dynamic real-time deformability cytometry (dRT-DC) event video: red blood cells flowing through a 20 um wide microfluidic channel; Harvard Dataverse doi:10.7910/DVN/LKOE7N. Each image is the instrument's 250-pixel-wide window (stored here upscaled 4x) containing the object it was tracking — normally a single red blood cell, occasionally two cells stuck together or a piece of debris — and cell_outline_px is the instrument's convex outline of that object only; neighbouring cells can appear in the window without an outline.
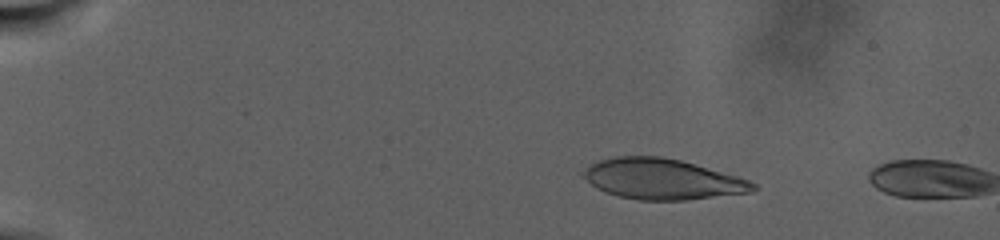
{"species": "human", "species_latin": "Homo sapiens", "temperature_condition": "warm", "stored_images_in_passage": 7, "camera_frame_rate_fps": 3000, "um_per_image_px": 0.085, "donor": {"sex": "male"}, "frame": {"image": 1, "passage_image": 6, "time_ms": 5.667, "image_size_px": [1000, 240], "cell_outline_px": [[756, 188], [752, 192], [688, 200], [640, 200], [620, 196], [604, 192], [596, 188], [580, 176], [580, 172], [588, 164], [600, 160], [616, 156], [660, 156], [680, 160], [736, 176], [748, 180], [756, 184]], "centroid_in_image_um": [56.22, 15.22], "position_along_channel_um": 28.8, "area_um2": 40.17}}